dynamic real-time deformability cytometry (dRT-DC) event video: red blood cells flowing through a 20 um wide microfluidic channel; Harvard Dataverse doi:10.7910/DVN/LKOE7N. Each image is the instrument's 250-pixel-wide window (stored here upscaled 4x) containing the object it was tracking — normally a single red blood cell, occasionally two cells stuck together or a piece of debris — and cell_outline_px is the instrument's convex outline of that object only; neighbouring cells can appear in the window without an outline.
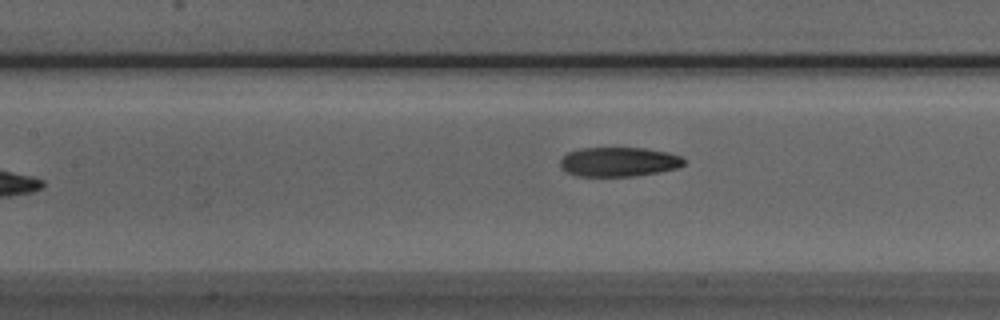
{"species": "Egyptian fruit bat (a non-hibernating species)", "species_latin": "Rousettus aegyptiacus", "temperature_condition": "room temperature", "stored_images_in_passage": 33, "camera_frame_rate_fps": 3000, "um_per_image_px": 0.085, "animal": {"sex": "male"}, "frame": {"image": 1, "passage_image": 7, "time_ms": 2.0, "image_size_px": [1000, 320], "cell_outline_px": [[684, 164], [676, 168], [656, 172], [632, 176], [580, 176], [568, 172], [560, 168], [560, 160], [568, 152], [580, 148], [644, 148], [668, 152], [680, 156], [684, 160]], "centroid_in_image_um": [52.57, 13.75], "position_along_channel_um": 154.8, "area_um2": 20.98}}
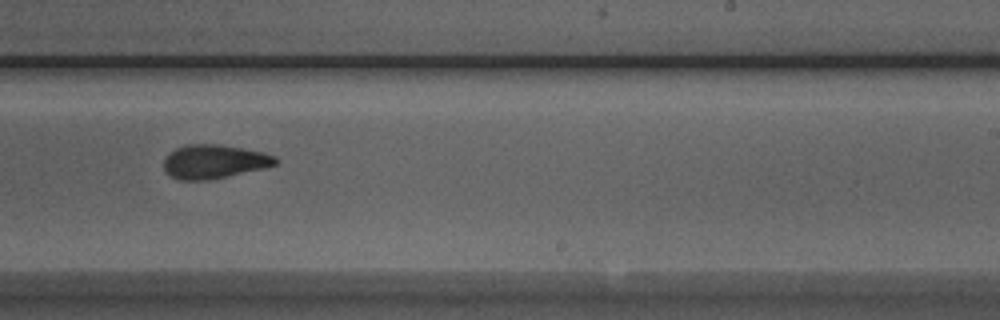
{"frame": {"image": 2, "passage_image": 16, "time_ms": 5.0, "image_size_px": [1000, 320], "cell_outline_px": [[280, 160], [276, 164], [264, 168], [208, 180], [180, 180], [172, 176], [164, 168], [164, 160], [168, 152], [176, 148], [188, 144], [220, 144], [264, 152], [276, 156]], "centroid_in_image_um": [18.22, 13.72], "position_along_channel_um": 270.8, "area_um2": 22.02}}
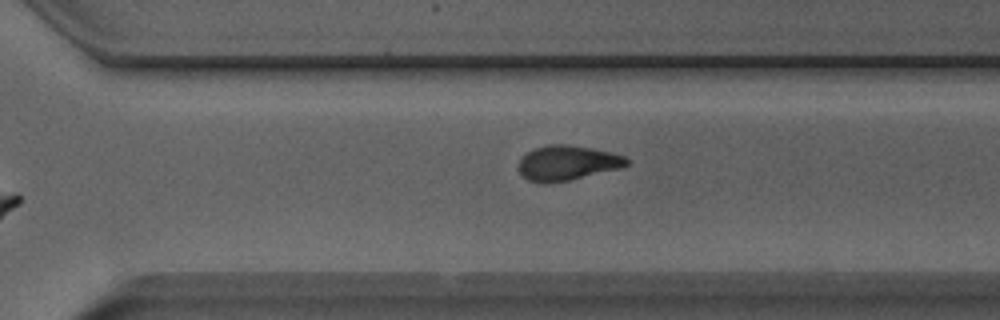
{"frame": {"image": 3, "passage_image": 20, "time_ms": 6.333, "image_size_px": [1000, 320], "cell_outline_px": [[628, 164], [620, 168], [568, 180], [544, 184], [528, 180], [520, 172], [520, 156], [532, 148], [552, 144], [568, 144], [592, 148], [612, 152], [624, 156], [628, 160]], "centroid_in_image_um": [48.2, 13.83], "position_along_channel_um": 322.4, "area_um2": 21.91}}